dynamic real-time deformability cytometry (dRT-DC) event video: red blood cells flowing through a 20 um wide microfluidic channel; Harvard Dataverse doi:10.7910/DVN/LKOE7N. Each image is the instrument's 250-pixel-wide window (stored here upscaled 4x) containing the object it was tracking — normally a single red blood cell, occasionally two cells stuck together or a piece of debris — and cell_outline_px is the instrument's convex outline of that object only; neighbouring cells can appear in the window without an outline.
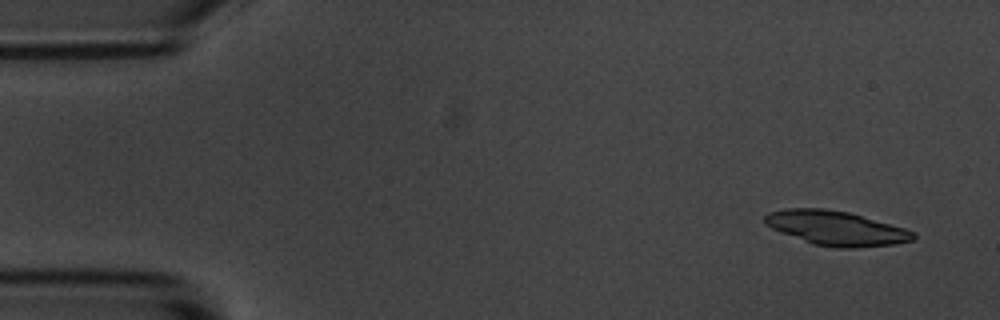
{"species": "common noctule bat (a hibernating species)", "species_latin": "Nyctalus noctula", "temperature_condition": "room temperature", "stored_images_in_passage": 5, "camera_frame_rate_fps": 3000, "um_per_image_px": 0.085, "animal": {"sex": "male", "body_mass_g": 20.1, "forearm_length_mm": 53.5}, "frame": {"image": 1, "passage_image": 1, "time_ms": 0.0, "image_size_px": [1000, 320], "cell_outline_px": [[916, 236], [912, 240], [896, 244], [856, 248], [836, 248], [812, 244], [780, 232], [764, 224], [764, 216], [768, 212], [784, 208], [824, 208], [848, 212], [904, 228], [916, 232]], "centroid_in_image_um": [71.04, 19.39], "position_along_channel_um": 14.0, "area_um2": 29.88}}